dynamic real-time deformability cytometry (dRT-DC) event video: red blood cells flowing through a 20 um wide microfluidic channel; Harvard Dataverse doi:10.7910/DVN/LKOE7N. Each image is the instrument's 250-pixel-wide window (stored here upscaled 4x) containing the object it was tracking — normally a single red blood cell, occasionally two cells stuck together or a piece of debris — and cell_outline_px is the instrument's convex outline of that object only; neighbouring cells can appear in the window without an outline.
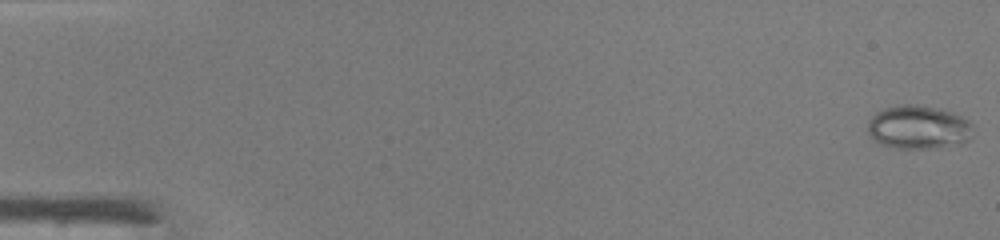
{"species": "common noctule bat (a hibernating species)", "species_latin": "Nyctalus noctula", "temperature_condition": "warm", "stored_images_in_passage": 47, "camera_frame_rate_fps": 3000, "um_per_image_px": 0.085, "animal": {"sex": "male", "body_mass_g": 19.0, "forearm_length_mm": 50.8}, "frame": {"image": 1, "passage_image": 1, "time_ms": 0.0, "image_size_px": [1000, 240], "cell_outline_px": [[972, 136], [968, 140], [960, 144], [932, 148], [896, 148], [880, 144], [868, 132], [868, 120], [876, 112], [884, 108], [896, 104], [916, 104], [940, 108], [952, 112], [968, 120], [972, 124]], "centroid_in_image_um": [78.07, 10.8], "position_along_channel_um": 6.9, "area_um2": 26.93}}
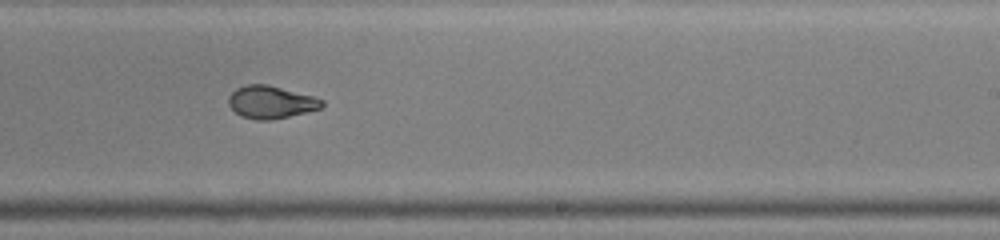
{"frame": {"image": 2, "passage_image": 30, "time_ms": 9.667, "image_size_px": [1000, 240], "cell_outline_px": [[324, 104], [320, 108], [272, 120], [256, 120], [240, 116], [228, 104], [228, 96], [236, 88], [248, 84], [268, 84], [312, 96], [324, 100]], "centroid_in_image_um": [22.99, 8.68], "position_along_channel_um": 266.0, "area_um2": 17.63}}
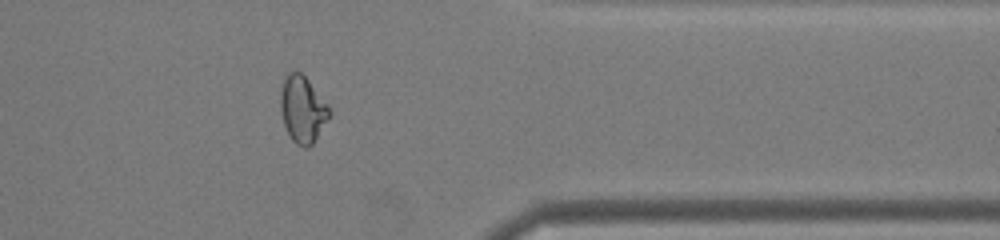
{"frame": {"image": 3, "passage_image": 39, "time_ms": 12.667, "image_size_px": [1000, 240], "cell_outline_px": [[332, 112], [312, 144], [308, 148], [304, 148], [296, 144], [292, 140], [284, 124], [280, 112], [280, 92], [284, 80], [288, 72], [296, 68], [308, 80], [328, 104]], "centroid_in_image_um": [25.71, 9.27], "position_along_channel_um": 385.7, "area_um2": 19.02}, "authors_computed_cell_mechanics": {"area_um2": 20.2878, "velocity_mm_per_s": 4.342, "shape_relaxation_time_tau1_ms": null, "shape_relaxation_time_tau2_ms": 1.2038, "deformation_change_tau1": null, "deformation_change_tau2": 0.0506}}